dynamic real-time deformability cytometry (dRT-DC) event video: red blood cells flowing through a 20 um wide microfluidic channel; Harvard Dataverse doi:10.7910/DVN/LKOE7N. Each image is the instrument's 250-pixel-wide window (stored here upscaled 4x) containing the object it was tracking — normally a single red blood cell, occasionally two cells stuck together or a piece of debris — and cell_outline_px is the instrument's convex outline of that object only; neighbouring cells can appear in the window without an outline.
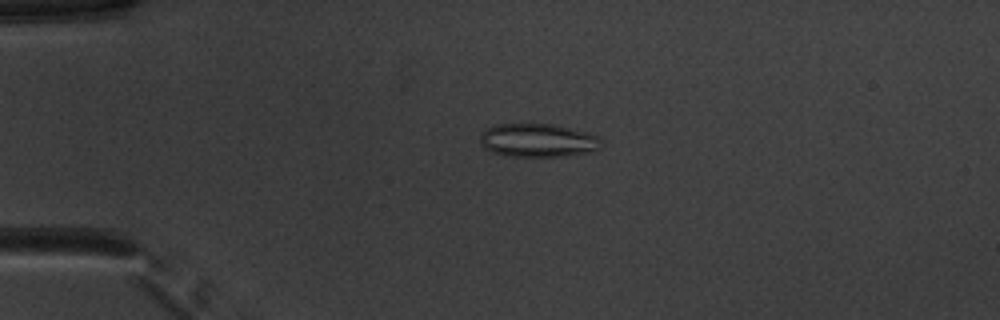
{"species": "common noctule bat (a hibernating species)", "species_latin": "Nyctalus noctula", "temperature_condition": "warm", "stored_images_in_passage": 50, "camera_frame_rate_fps": 3000, "um_per_image_px": 0.085, "animal": {"sex": "male", "body_mass_g": 20.1, "forearm_length_mm": 53.5}, "frame": {"image": 1, "passage_image": 11, "time_ms": 3.333, "image_size_px": [1000, 320], "cell_outline_px": [[600, 148], [596, 152], [572, 156], [504, 156], [488, 152], [480, 144], [480, 136], [488, 128], [496, 124], [556, 124], [588, 132], [600, 136]], "centroid_in_image_um": [45.76, 11.95], "position_along_channel_um": 39.2, "area_um2": 24.16}}
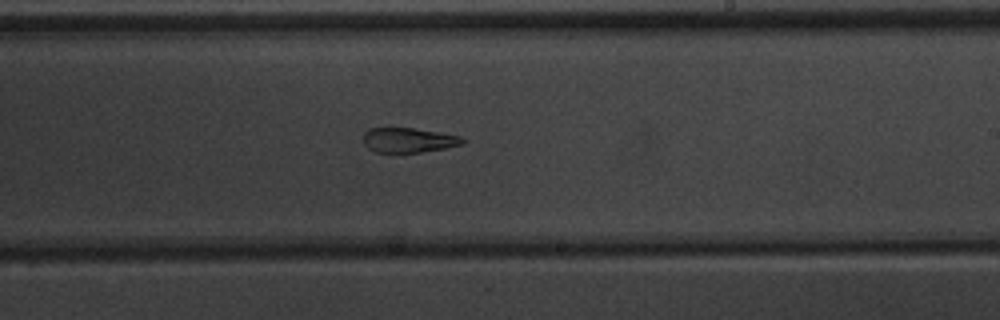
{"frame": {"image": 2, "passage_image": 30, "time_ms": 9.667, "image_size_px": [1000, 320], "cell_outline_px": [[464, 144], [444, 148], [420, 152], [376, 152], [368, 148], [364, 144], [364, 132], [368, 128], [412, 128], [440, 132], [460, 136], [464, 140]], "centroid_in_image_um": [34.71, 11.9], "position_along_channel_um": 254.3, "area_um2": 14.22}}
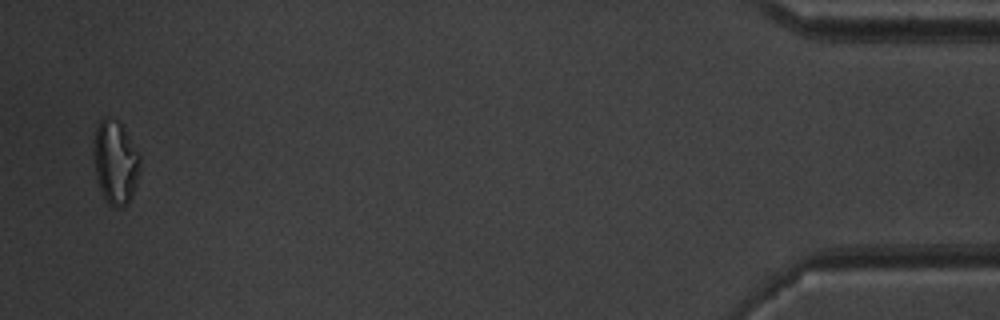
{"frame": {"image": 3, "passage_image": 49, "time_ms": 16.0, "image_size_px": [1000, 320], "cell_outline_px": [[140, 172], [132, 196], [128, 204], [120, 208], [112, 208], [104, 200], [96, 180], [92, 148], [96, 128], [100, 120], [104, 116], [108, 116], [124, 124], [140, 156]], "centroid_in_image_um": [9.8, 13.79], "position_along_channel_um": 425.4, "area_um2": 23.47}, "authors_computed_cell_mechanics": {"area_um2": 18.9006, "velocity_mm_per_s": 3.9603, "shape_relaxation_time_tau1_ms": null, "shape_relaxation_time_tau2_ms": 4.1925, "deformation_change_tau1": null, "deformation_change_tau2": 0.1484}}